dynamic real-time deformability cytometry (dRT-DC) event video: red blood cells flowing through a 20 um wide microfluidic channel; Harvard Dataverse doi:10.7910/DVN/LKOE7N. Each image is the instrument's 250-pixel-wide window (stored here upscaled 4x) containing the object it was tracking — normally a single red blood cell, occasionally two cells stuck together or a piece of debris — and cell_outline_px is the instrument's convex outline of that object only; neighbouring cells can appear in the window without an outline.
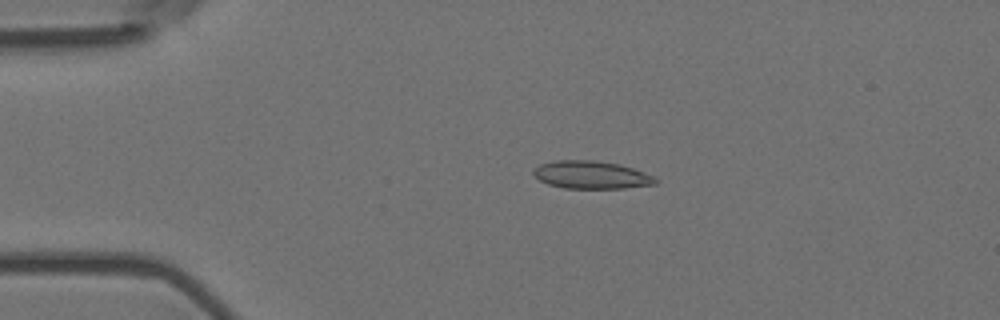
{"species": "Egyptian fruit bat (a non-hibernating species)", "species_latin": "Rousettus aegyptiacus", "temperature_condition": "room temperature", "stored_images_in_passage": 5, "camera_frame_rate_fps": 3000, "um_per_image_px": 0.085, "animal": {"sex": "female"}, "frame": {"image": 1, "passage_image": 4, "time_ms": 1.0, "image_size_px": [1000, 320], "cell_outline_px": [[656, 184], [624, 188], [564, 188], [548, 184], [540, 180], [532, 172], [532, 168], [540, 164], [556, 160], [592, 160], [620, 164], [656, 176]], "centroid_in_image_um": [50.25, 14.86], "position_along_channel_um": 34.7, "area_um2": 19.77}}